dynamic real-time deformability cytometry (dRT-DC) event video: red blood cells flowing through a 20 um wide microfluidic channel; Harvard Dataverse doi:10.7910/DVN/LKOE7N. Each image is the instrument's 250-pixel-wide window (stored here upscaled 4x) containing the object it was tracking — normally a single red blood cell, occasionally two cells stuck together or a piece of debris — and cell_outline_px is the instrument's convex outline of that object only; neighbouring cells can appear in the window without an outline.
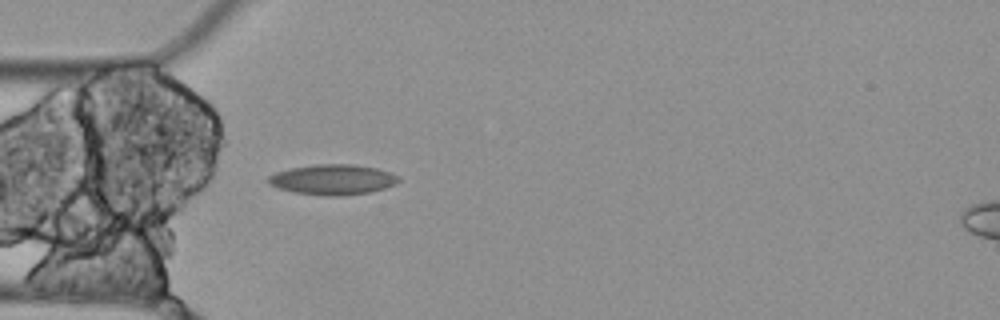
{"species": "Egyptian fruit bat (a non-hibernating species)", "species_latin": "Rousettus aegyptiacus", "temperature_condition": "cold", "stored_images_in_passage": 4, "camera_frame_rate_fps": 3000, "um_per_image_px": 0.085, "animal": {"sex": "female"}, "frame": {"image": 1, "passage_image": 4, "time_ms": 1.0, "image_size_px": [1000, 320], "cell_outline_px": [[400, 180], [396, 184], [384, 188], [368, 192], [340, 196], [328, 196], [292, 192], [268, 184], [268, 176], [276, 172], [288, 168], [316, 164], [352, 164], [376, 168], [392, 172], [400, 176]], "centroid_in_image_um": [28.29, 15.25], "position_along_channel_um": 56.7, "area_um2": 23.12}}